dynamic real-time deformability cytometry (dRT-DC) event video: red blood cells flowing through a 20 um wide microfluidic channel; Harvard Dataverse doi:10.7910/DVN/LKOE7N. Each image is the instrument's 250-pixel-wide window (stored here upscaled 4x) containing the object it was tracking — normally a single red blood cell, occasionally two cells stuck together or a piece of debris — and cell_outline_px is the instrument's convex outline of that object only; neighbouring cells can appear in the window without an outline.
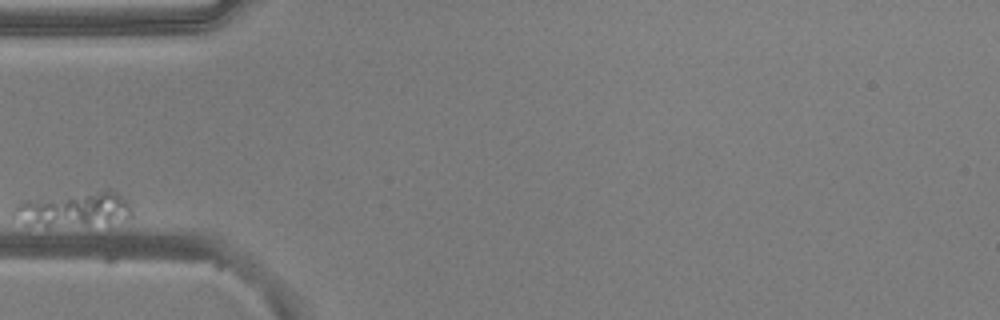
{"species": "common noctule bat (a hibernating species)", "species_latin": "Nyctalus noctula", "temperature_condition": "warm", "stored_images_in_passage": 33, "camera_frame_rate_fps": 3000, "um_per_image_px": 0.085, "animal": {"sex": "male", "body_mass_g": 20.5, "forearm_length_mm": 52.5}, "frame": {"image": 1, "passage_image": 1, "time_ms": 0.0, "image_size_px": [1000, 320], "cell_outline_px": [[136, 216], [116, 232], [104, 232], [44, 228], [24, 224], [12, 216], [12, 208], [16, 204], [24, 200], [104, 188], [108, 188], [116, 192], [128, 204]], "centroid_in_image_um": [6.51, 17.97], "position_along_channel_um": 78.5, "area_um2": 28.44}}
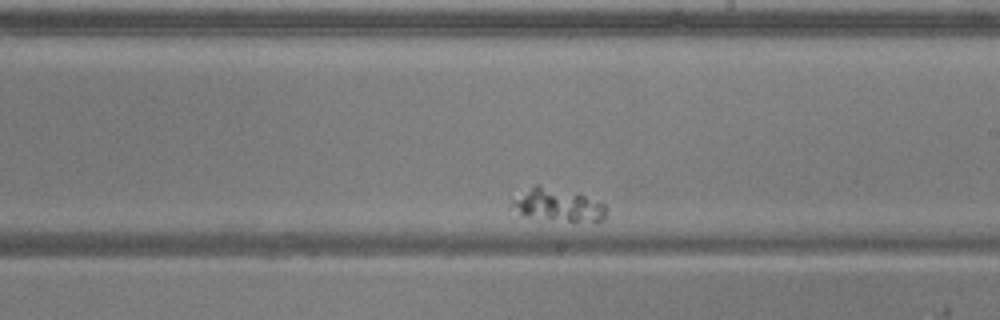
{"frame": {"image": 2, "passage_image": 19, "time_ms": 6.0, "image_size_px": [1000, 320], "cell_outline_px": [[608, 208], [604, 220], [568, 220], [528, 216], [520, 212], [512, 204], [512, 200], [536, 184], [584, 196], [604, 204]], "centroid_in_image_um": [47.47, 17.42], "position_along_channel_um": 241.5, "area_um2": 16.76}}
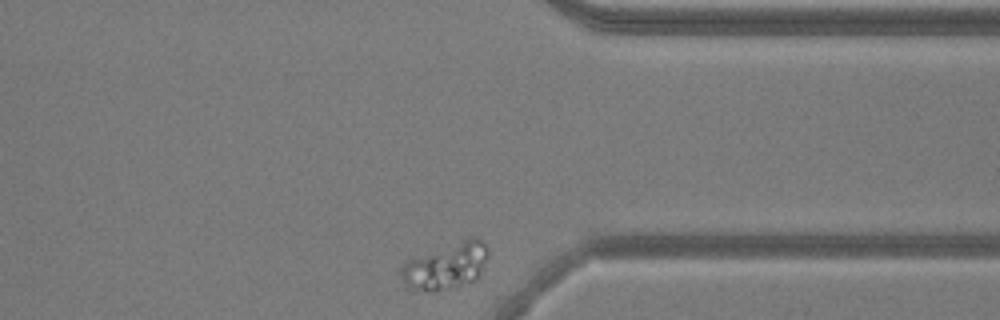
{"frame": {"image": 3, "passage_image": 33, "time_ms": 10.667, "image_size_px": [1000, 320], "cell_outline_px": [[488, 256], [480, 276], [476, 280], [456, 288], [436, 292], [428, 292], [416, 288], [408, 284], [400, 276], [400, 268], [408, 260], [464, 240], [476, 236], [488, 248]], "centroid_in_image_um": [37.97, 22.66], "position_along_channel_um": 373.4, "area_um2": 23.06}}